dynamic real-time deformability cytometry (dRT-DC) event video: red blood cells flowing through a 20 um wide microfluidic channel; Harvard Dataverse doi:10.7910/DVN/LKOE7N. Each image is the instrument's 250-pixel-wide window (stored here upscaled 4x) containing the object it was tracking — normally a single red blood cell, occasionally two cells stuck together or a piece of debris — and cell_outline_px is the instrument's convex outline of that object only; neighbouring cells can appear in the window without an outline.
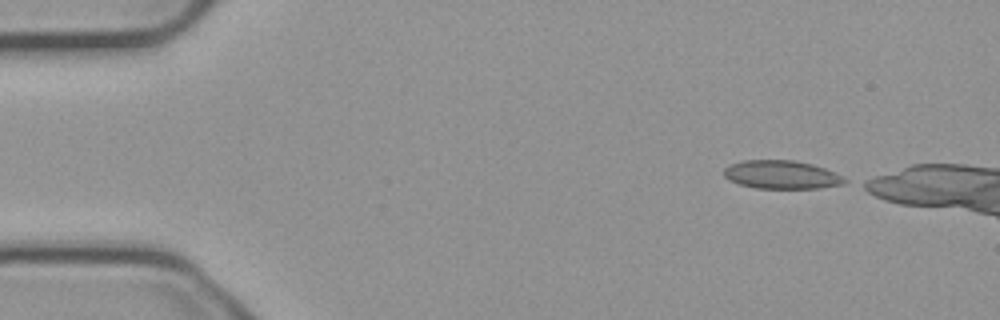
{"species": "common noctule bat (a hibernating species)", "species_latin": "Nyctalus noctula", "temperature_condition": "cold", "stored_images_in_passage": 12, "camera_frame_rate_fps": 3000, "um_per_image_px": 0.085, "animal": {"sex": "male", "body_mass_g": 23.1, "forearm_length_mm": 52.7}, "frame": {"image": 1, "passage_image": 1, "time_ms": 0.0, "image_size_px": [1000, 320], "cell_outline_px": [[848, 180], [844, 184], [820, 188], [756, 188], [740, 184], [728, 180], [724, 176], [724, 168], [732, 164], [744, 160], [796, 160], [812, 164], [824, 168]], "centroid_in_image_um": [66.42, 14.85], "position_along_channel_um": 18.6, "area_um2": 19.83}}